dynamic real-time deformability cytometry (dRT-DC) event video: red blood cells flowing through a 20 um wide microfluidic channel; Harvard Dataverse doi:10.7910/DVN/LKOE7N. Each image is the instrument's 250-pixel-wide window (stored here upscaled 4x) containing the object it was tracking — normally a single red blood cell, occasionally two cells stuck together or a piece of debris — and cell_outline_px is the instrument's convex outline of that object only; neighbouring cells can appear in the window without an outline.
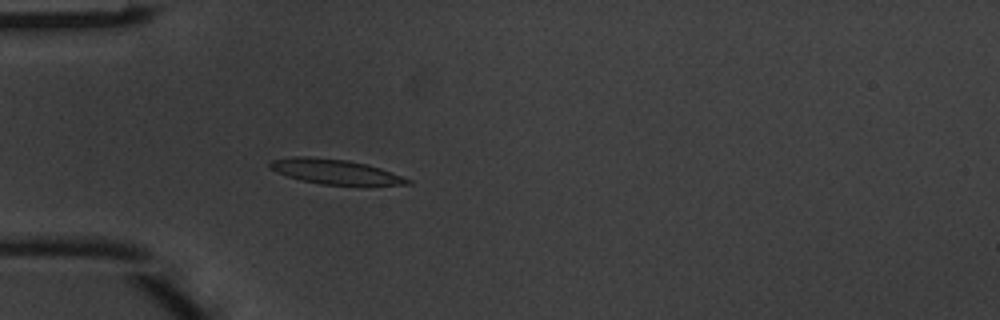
{"species": "common noctule bat (a hibernating species)", "species_latin": "Nyctalus noctula", "temperature_condition": "warm", "stored_images_in_passage": 4, "camera_frame_rate_fps": 3000, "um_per_image_px": 0.085, "animal": {"sex": "male", "body_mass_g": 20.1, "forearm_length_mm": 53.5}, "frame": {"image": 1, "passage_image": 4, "time_ms": 1.0, "image_size_px": [1000, 320], "cell_outline_px": [[412, 184], [320, 184], [300, 180], [276, 172], [268, 168], [268, 164], [272, 160], [292, 156], [308, 156], [348, 160], [368, 164], [392, 172], [412, 180]], "centroid_in_image_um": [28.42, 14.57], "position_along_channel_um": 56.6, "area_um2": 19.77}}